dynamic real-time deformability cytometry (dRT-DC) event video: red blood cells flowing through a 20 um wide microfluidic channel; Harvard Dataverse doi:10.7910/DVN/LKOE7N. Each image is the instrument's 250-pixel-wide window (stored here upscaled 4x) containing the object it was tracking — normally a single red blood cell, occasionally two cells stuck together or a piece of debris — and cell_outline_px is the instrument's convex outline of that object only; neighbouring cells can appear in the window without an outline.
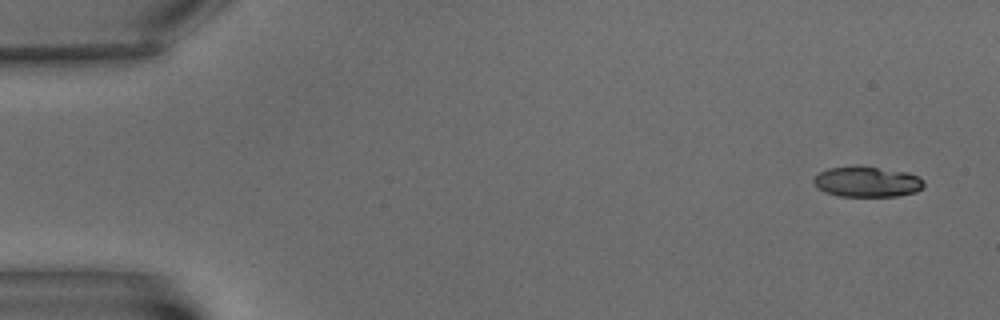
{"species": "common noctule bat (a hibernating species)", "species_latin": "Nyctalus noctula", "temperature_condition": "warm", "stored_images_in_passage": 9, "camera_frame_rate_fps": 3000, "um_per_image_px": 0.085, "animal": {"sex": "male", "body_mass_g": 15.6}, "frame": {"image": 1, "passage_image": 1, "time_ms": 0.0, "image_size_px": [1000, 320], "cell_outline_px": [[924, 184], [916, 192], [896, 196], [840, 196], [824, 192], [816, 188], [812, 180], [820, 172], [828, 168], [856, 164], [908, 172], [920, 176], [924, 180]], "centroid_in_image_um": [73.68, 15.43], "position_along_channel_um": 11.3, "area_um2": 20.0}}
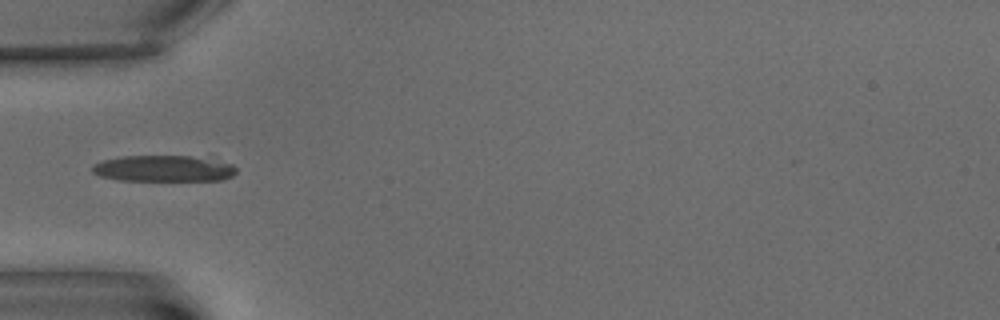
{"frame": {"image": 2, "passage_image": 6, "time_ms": 6.333, "image_size_px": [1000, 320], "cell_outline_px": [[236, 172], [232, 176], [224, 180], [120, 180], [100, 176], [92, 172], [92, 164], [104, 160], [120, 156], [192, 156], [232, 164], [236, 168]], "centroid_in_image_um": [13.88, 14.32], "position_along_channel_um": 71.1, "area_um2": 21.85}}
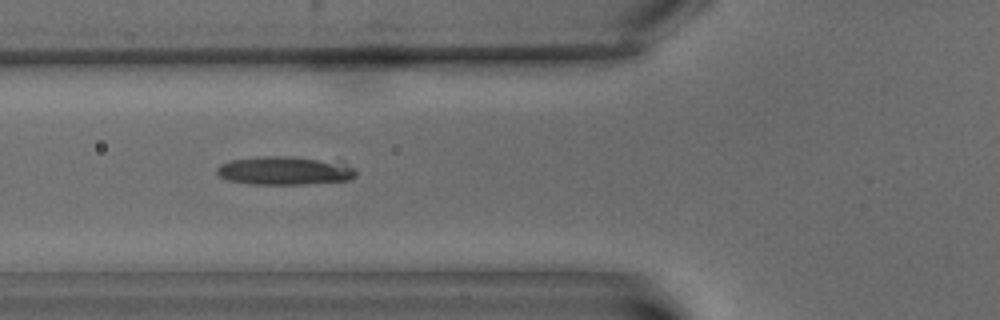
{"frame": {"image": 3, "passage_image": 7, "time_ms": 7.333, "image_size_px": [1000, 320], "cell_outline_px": [[356, 176], [348, 180], [304, 184], [252, 184], [228, 180], [220, 176], [216, 172], [216, 168], [220, 164], [228, 160], [260, 156], [288, 156], [344, 164], [356, 168]], "centroid_in_image_um": [24.12, 14.51], "position_along_channel_um": 101.7, "area_um2": 22.77}}